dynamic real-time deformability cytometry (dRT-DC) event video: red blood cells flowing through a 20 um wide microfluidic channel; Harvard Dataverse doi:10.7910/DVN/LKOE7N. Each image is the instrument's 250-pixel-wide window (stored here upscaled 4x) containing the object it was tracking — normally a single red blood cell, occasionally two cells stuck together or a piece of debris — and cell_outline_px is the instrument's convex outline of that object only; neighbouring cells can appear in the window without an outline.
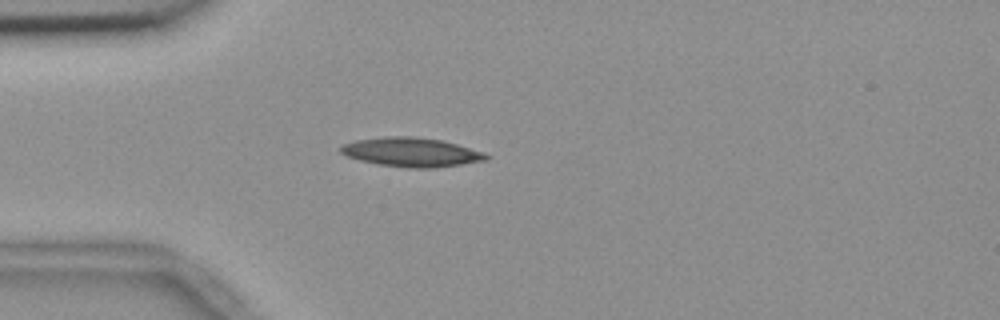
{"species": "common noctule bat (a hibernating species)", "species_latin": "Nyctalus noctula", "temperature_condition": "room temperature", "stored_images_in_passage": 3, "camera_frame_rate_fps": 3000, "um_per_image_px": 0.085, "animal": {"sex": "female", "body_mass_g": 18.4}, "frame": {"image": 1, "passage_image": 3, "time_ms": 0.667, "image_size_px": [1000, 320], "cell_outline_px": [[488, 160], [432, 168], [408, 168], [376, 164], [360, 160], [348, 156], [340, 152], [340, 144], [356, 140], [384, 136], [416, 136], [440, 140], [456, 144], [484, 152], [488, 156]], "centroid_in_image_um": [34.93, 12.93], "position_along_channel_um": 50.1, "area_um2": 24.68}}